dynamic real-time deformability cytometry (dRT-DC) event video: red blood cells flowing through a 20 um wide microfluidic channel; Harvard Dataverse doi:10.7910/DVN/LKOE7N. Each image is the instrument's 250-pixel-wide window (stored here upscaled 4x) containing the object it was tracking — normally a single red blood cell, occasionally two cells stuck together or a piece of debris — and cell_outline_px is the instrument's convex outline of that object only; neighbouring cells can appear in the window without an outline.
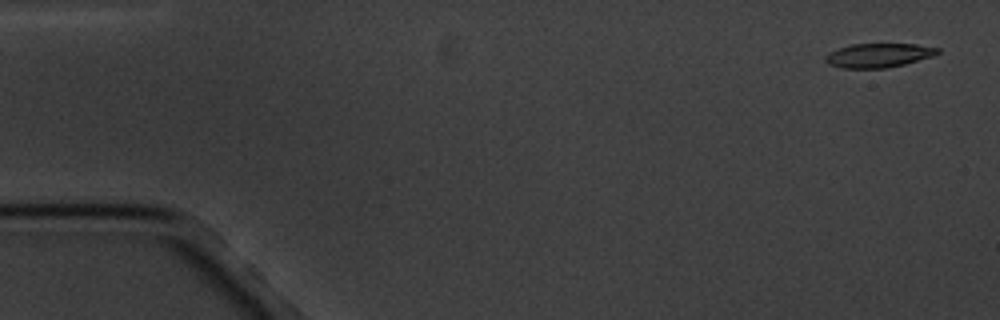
{"species": "common noctule bat (a hibernating species)", "species_latin": "Nyctalus noctula", "temperature_condition": "cold", "stored_images_in_passage": 5, "camera_frame_rate_fps": 3000, "um_per_image_px": 0.085, "animal": {"sex": "male", "body_mass_g": 20.1, "forearm_length_mm": 53.5}, "frame": {"image": 1, "passage_image": 1, "time_ms": 0.0, "image_size_px": [1000, 320], "cell_outline_px": [[940, 52], [932, 56], [904, 64], [884, 68], [840, 68], [828, 64], [824, 60], [824, 56], [828, 52], [852, 44], [916, 44], [940, 48]], "centroid_in_image_um": [74.64, 4.7], "position_along_channel_um": 10.4, "area_um2": 15.72}}
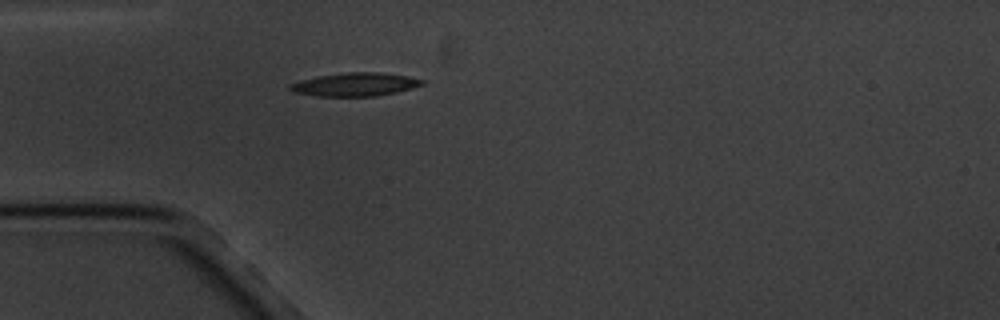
{"frame": {"image": 2, "passage_image": 5, "time_ms": 4.667, "image_size_px": [1000, 320], "cell_outline_px": [[424, 84], [412, 88], [396, 92], [376, 96], [316, 96], [292, 92], [288, 88], [288, 84], [300, 80], [316, 76], [344, 72], [376, 72], [404, 76], [424, 80]], "centroid_in_image_um": [30.1, 7.18], "position_along_channel_um": 54.9, "area_um2": 17.98}}